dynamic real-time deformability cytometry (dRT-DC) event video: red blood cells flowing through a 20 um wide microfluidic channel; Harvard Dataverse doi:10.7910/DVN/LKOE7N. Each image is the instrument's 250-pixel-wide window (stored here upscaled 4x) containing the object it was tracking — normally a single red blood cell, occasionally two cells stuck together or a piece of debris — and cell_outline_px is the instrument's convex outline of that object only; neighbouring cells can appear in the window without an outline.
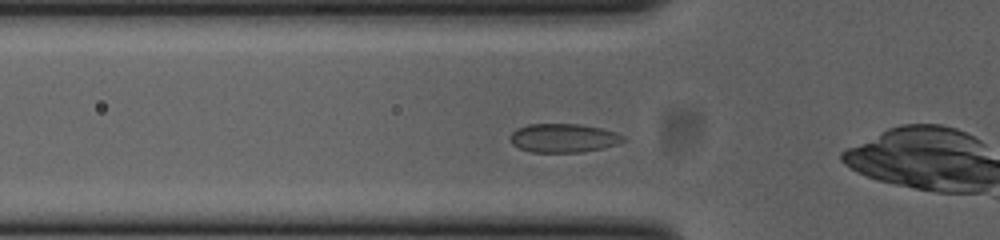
{"species": "common noctule bat (a hibernating species)", "species_latin": "Nyctalus noctula", "temperature_condition": "cold", "stored_images_in_passage": 34, "camera_frame_rate_fps": 3000, "um_per_image_px": 0.085, "animal": {"sex": "female", "body_mass_g": 23.0, "forearm_length_mm": 53.4}, "frame": {"image": 1, "passage_image": 3, "time_ms": 0.667, "image_size_px": [1000, 240], "cell_outline_px": [[624, 140], [620, 144], [604, 148], [580, 152], [532, 152], [520, 148], [512, 144], [508, 136], [516, 128], [528, 124], [580, 124], [600, 128], [616, 132], [624, 136]], "centroid_in_image_um": [47.88, 11.73], "position_along_channel_um": 77.9, "area_um2": 19.07}}
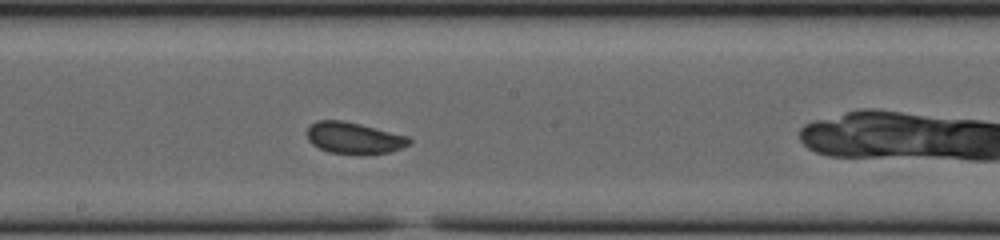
{"frame": {"image": 2, "passage_image": 14, "time_ms": 4.333, "image_size_px": [1000, 240], "cell_outline_px": [[412, 144], [388, 152], [364, 156], [360, 156], [328, 152], [312, 144], [308, 140], [308, 128], [316, 120], [340, 120], [360, 124], [408, 136], [412, 140]], "centroid_in_image_um": [30.11, 11.76], "position_along_channel_um": 218.1, "area_um2": 19.02}}
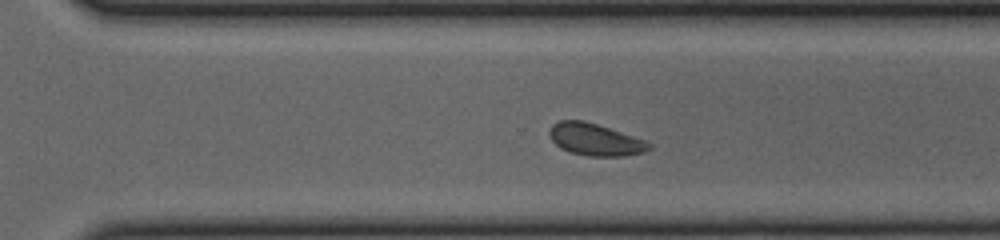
{"frame": {"image": 3, "passage_image": 22, "time_ms": 7.0, "image_size_px": [1000, 240], "cell_outline_px": [[652, 148], [644, 152], [624, 156], [588, 156], [572, 152], [560, 148], [552, 140], [548, 132], [552, 124], [560, 120], [584, 120], [644, 140], [652, 144]], "centroid_in_image_um": [50.57, 11.86], "position_along_channel_um": 320.0, "area_um2": 18.44}, "authors_computed_cell_mechanics": {"area_um2": 18.4382, "velocity_mm_per_s": 3.8205, "shape_relaxation_time_tau1_ms": 2.9724, "shape_relaxation_time_tau2_ms": null, "deformation_change_tau1": 0.0683, "deformation_change_tau2": null}}